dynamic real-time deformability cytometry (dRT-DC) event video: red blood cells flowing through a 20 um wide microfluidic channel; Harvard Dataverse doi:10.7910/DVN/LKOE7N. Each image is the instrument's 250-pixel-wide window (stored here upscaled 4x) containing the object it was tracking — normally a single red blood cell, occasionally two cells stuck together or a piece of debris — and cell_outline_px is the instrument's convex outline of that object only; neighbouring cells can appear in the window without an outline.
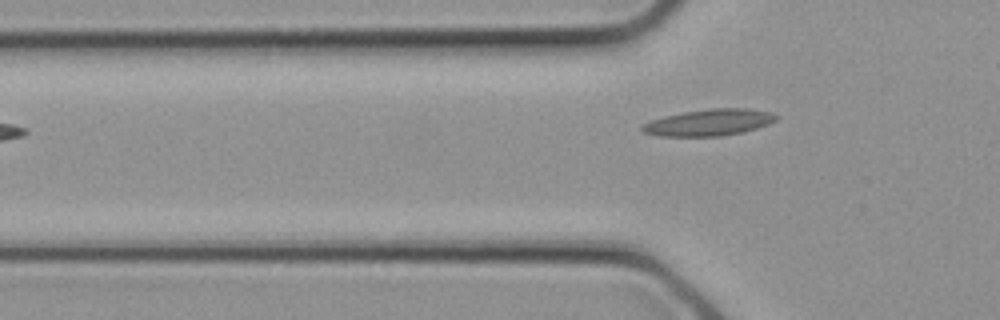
{"species": "common noctule bat (a hibernating species)", "species_latin": "Nyctalus noctula", "temperature_condition": "cold", "stored_images_in_passage": 3, "camera_frame_rate_fps": 3000, "um_per_image_px": 0.085, "animal": {"sex": "female", "body_mass_g": 21.9}, "frame": {"image": 1, "passage_image": 2, "time_ms": 0.333, "image_size_px": [1000, 320], "cell_outline_px": [[780, 116], [776, 120], [768, 124], [744, 132], [720, 136], [660, 136], [644, 132], [640, 128], [640, 124], [664, 116], [684, 112], [712, 108], [748, 108], [772, 112]], "centroid_in_image_um": [60.29, 10.4], "position_along_channel_um": 65.5, "area_um2": 20.81}}